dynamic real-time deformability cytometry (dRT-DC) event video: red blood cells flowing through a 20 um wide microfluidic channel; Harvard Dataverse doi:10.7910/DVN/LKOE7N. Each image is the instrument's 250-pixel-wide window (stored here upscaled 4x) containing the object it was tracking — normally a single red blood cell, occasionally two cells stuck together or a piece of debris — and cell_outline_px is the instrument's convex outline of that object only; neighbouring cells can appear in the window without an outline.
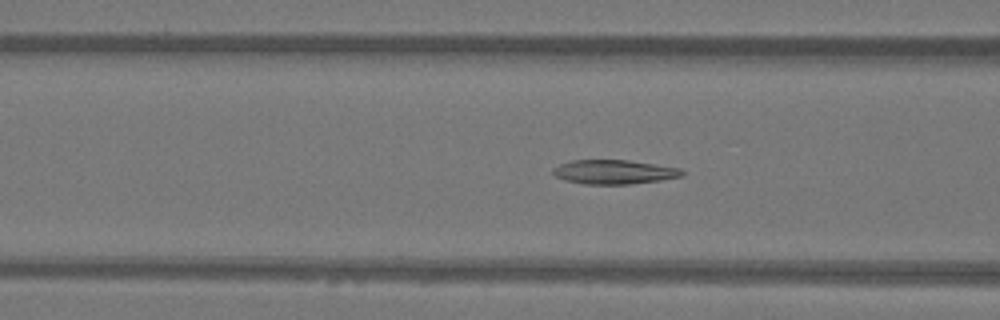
{"species": "Egyptian fruit bat (a non-hibernating species)", "species_latin": "Rousettus aegyptiacus", "temperature_condition": "warm", "stored_images_in_passage": 49, "camera_frame_rate_fps": 3000, "um_per_image_px": 0.085, "animal": {"sex": "female"}, "frame": {"image": 1, "passage_image": 19, "time_ms": 6.0, "image_size_px": [1000, 320], "cell_outline_px": [[684, 176], [660, 180], [628, 184], [584, 184], [564, 180], [556, 176], [552, 172], [552, 168], [560, 164], [572, 160], [628, 160], [680, 168], [684, 172]], "centroid_in_image_um": [52.18, 14.61], "position_along_channel_um": 114.4, "area_um2": 18.15}}
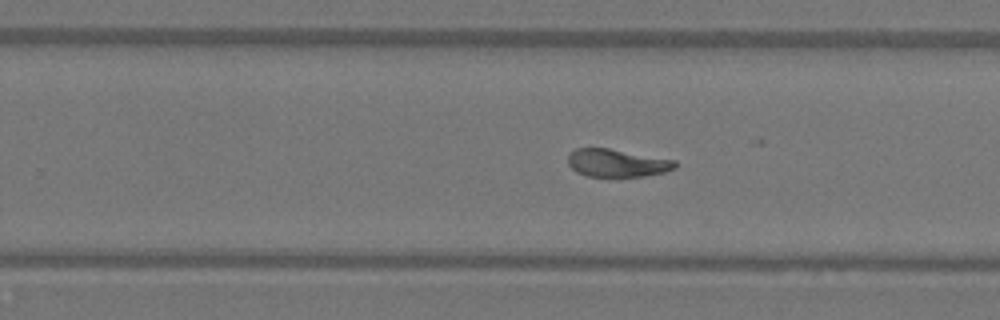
{"frame": {"image": 2, "passage_image": 31, "time_ms": 10.0, "image_size_px": [1000, 320], "cell_outline_px": [[676, 168], [664, 172], [644, 176], [584, 176], [576, 172], [568, 164], [568, 156], [576, 148], [608, 148], [676, 160]], "centroid_in_image_um": [52.44, 13.85], "position_along_channel_um": 277.4, "area_um2": 17.28}}
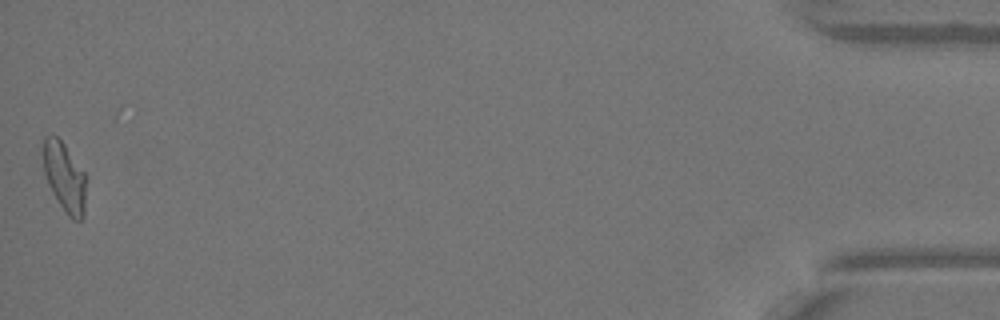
{"frame": {"image": 3, "passage_image": 49, "time_ms": 16.0, "image_size_px": [1000, 320], "cell_outline_px": [[84, 216], [80, 220], [72, 220], [68, 216], [52, 192], [48, 184], [44, 172], [40, 152], [44, 136], [56, 136], [64, 144], [84, 172]], "centroid_in_image_um": [5.42, 15.01], "position_along_channel_um": 429.8, "area_um2": 17.28}, "authors_computed_cell_mechanics": {"area_um2": 18.7272, "velocity_mm_per_s": 4.0894, "shape_relaxation_time_tau1_ms": 7.9275, "shape_relaxation_time_tau2_ms": 2.8382, "deformation_change_tau1": 0.2637, "deformation_change_tau2": 0.0561}}